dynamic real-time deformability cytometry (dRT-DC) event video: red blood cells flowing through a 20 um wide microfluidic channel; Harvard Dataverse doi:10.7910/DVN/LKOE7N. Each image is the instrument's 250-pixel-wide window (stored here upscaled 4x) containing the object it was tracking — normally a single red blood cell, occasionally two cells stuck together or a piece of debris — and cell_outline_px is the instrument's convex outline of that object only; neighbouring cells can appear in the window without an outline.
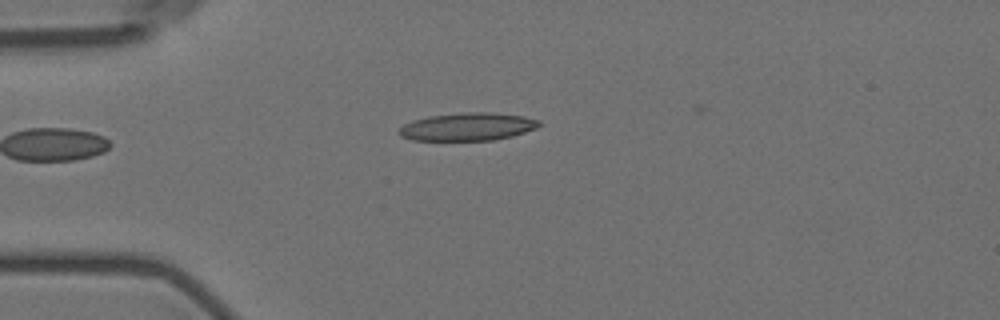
{"species": "Egyptian fruit bat (a non-hibernating species)", "species_latin": "Rousettus aegyptiacus", "temperature_condition": "room temperature", "stored_images_in_passage": 5, "camera_frame_rate_fps": 3000, "um_per_image_px": 0.085, "animal": {"sex": "female"}, "frame": {"image": 1, "passage_image": 5, "time_ms": 4.333, "image_size_px": [1000, 320], "cell_outline_px": [[540, 124], [536, 128], [512, 136], [492, 140], [412, 140], [400, 136], [396, 132], [404, 124], [412, 120], [428, 116], [464, 112], [488, 112], [524, 116], [540, 120]], "centroid_in_image_um": [39.71, 10.77], "position_along_channel_um": 45.3, "area_um2": 22.77}}